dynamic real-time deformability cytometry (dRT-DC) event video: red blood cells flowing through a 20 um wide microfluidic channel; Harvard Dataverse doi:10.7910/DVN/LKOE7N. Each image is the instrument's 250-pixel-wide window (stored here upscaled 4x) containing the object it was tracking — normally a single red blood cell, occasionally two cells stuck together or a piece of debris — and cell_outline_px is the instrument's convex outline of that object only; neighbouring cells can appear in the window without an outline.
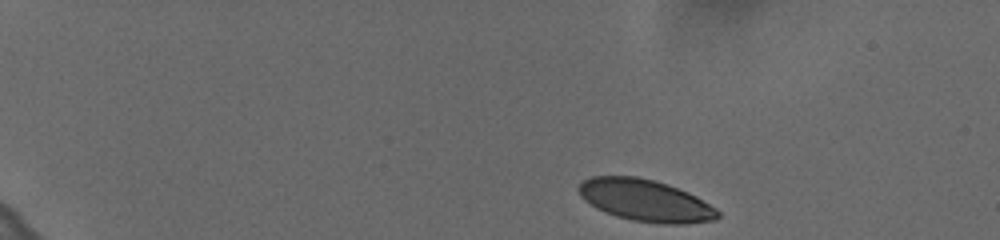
{"species": "human", "species_latin": "Homo sapiens", "temperature_condition": "cold", "stored_images_in_passage": 49, "camera_frame_rate_fps": 3000, "um_per_image_px": 0.085, "donor": {"sex": "female"}, "frame": {"image": 1, "passage_image": 1, "time_ms": 0.0, "image_size_px": [1000, 240], "cell_outline_px": [[720, 216], [716, 220], [684, 224], [664, 224], [632, 220], [616, 216], [604, 212], [596, 208], [584, 200], [580, 196], [576, 188], [584, 180], [592, 176], [636, 176], [656, 180], [668, 184], [688, 192], [696, 196], [716, 208], [720, 212]], "centroid_in_image_um": [54.86, 17.03], "position_along_channel_um": 30.1, "area_um2": 34.16}}
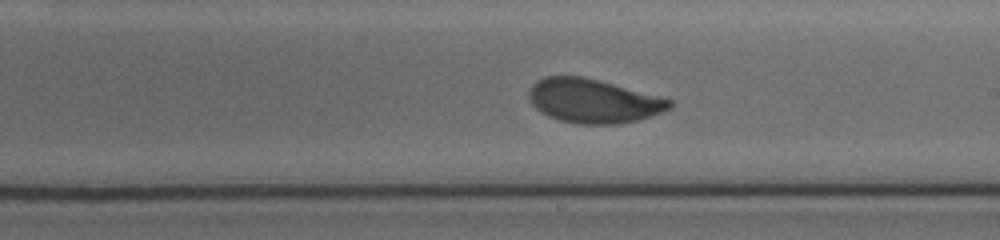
{"frame": {"image": 2, "passage_image": 28, "time_ms": 9.0, "image_size_px": [1000, 240], "cell_outline_px": [[672, 108], [640, 120], [620, 124], [576, 124], [560, 120], [548, 116], [540, 112], [532, 104], [528, 96], [528, 92], [532, 84], [536, 80], [544, 76], [584, 76], [672, 100]], "centroid_in_image_um": [50.4, 8.58], "position_along_channel_um": 238.6, "area_um2": 36.13}}
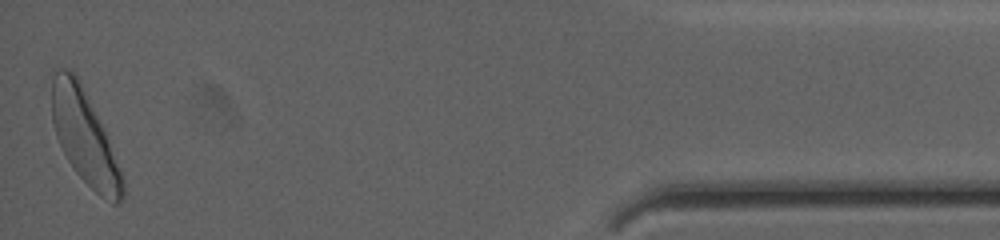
{"frame": {"image": 3, "passage_image": 49, "time_ms": 16.0, "image_size_px": [1000, 240], "cell_outline_px": [[124, 196], [120, 204], [112, 204], [100, 196], [76, 172], [68, 160], [56, 136], [52, 120], [52, 80], [56, 72], [64, 68], [72, 72], [80, 80], [104, 128], [124, 176]], "centroid_in_image_um": [7.23, 11.7], "position_along_channel_um": 428.0, "area_um2": 38.26}, "authors_computed_cell_mechanics": {"area_um2": 36.125, "velocity_mm_per_s": 3.5954, "shape_relaxation_time_tau1_ms": 3.1958, "shape_relaxation_time_tau2_ms": 0.7312, "deformation_change_tau1": 0.1193, "deformation_change_tau2": 0.0548}}